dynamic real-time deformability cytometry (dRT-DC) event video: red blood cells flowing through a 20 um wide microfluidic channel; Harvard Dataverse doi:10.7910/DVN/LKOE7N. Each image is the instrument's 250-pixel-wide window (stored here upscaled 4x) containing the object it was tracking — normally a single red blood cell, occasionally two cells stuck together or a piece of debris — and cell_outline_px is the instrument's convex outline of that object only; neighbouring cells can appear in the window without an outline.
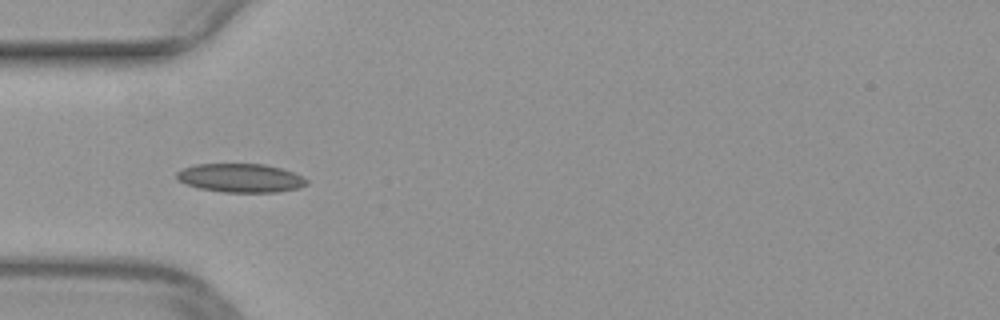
{"species": "common noctule bat (a hibernating species)", "species_latin": "Nyctalus noctula", "temperature_condition": "warm", "stored_images_in_passage": 41, "camera_frame_rate_fps": 3000, "um_per_image_px": 0.085, "animal": {"sex": "female", "body_mass_g": 29.2, "forearm_length_mm": 56.3}, "frame": {"image": 1, "passage_image": 7, "time_ms": 2.0, "image_size_px": [1000, 320], "cell_outline_px": [[308, 184], [300, 188], [276, 192], [224, 192], [196, 188], [176, 180], [176, 172], [184, 168], [196, 164], [264, 164], [280, 168], [292, 172], [308, 180]], "centroid_in_image_um": [20.42, 15.13], "position_along_channel_um": 64.6, "area_um2": 21.79}}
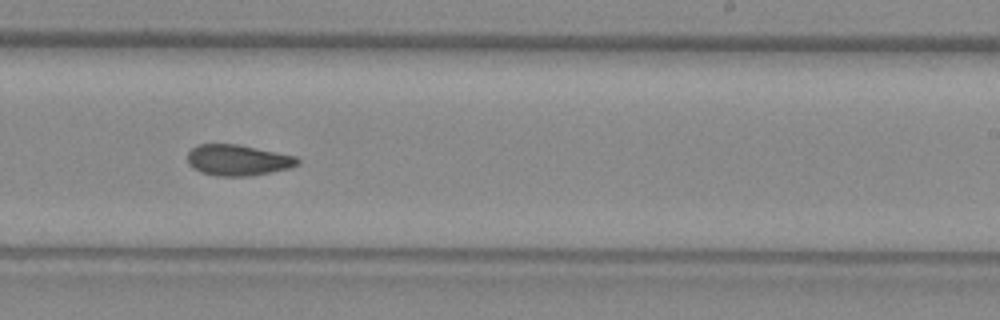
{"frame": {"image": 2, "passage_image": 22, "time_ms": 7.0, "image_size_px": [1000, 320], "cell_outline_px": [[300, 164], [292, 168], [248, 176], [216, 176], [200, 172], [192, 168], [188, 164], [188, 152], [196, 144], [236, 144], [296, 156], [300, 160]], "centroid_in_image_um": [20.21, 13.62], "position_along_channel_um": 268.8, "area_um2": 19.94}}
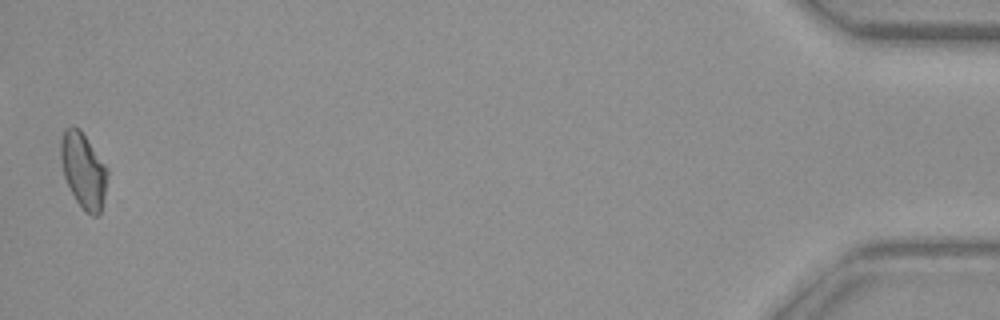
{"frame": {"image": 3, "passage_image": 41, "time_ms": 13.333, "image_size_px": [1000, 320], "cell_outline_px": [[108, 176], [104, 196], [100, 212], [96, 216], [92, 216], [76, 200], [64, 176], [60, 156], [60, 140], [64, 128], [80, 128], [108, 168]], "centroid_in_image_um": [7.09, 14.44], "position_along_channel_um": 428.1, "area_um2": 20.23}}